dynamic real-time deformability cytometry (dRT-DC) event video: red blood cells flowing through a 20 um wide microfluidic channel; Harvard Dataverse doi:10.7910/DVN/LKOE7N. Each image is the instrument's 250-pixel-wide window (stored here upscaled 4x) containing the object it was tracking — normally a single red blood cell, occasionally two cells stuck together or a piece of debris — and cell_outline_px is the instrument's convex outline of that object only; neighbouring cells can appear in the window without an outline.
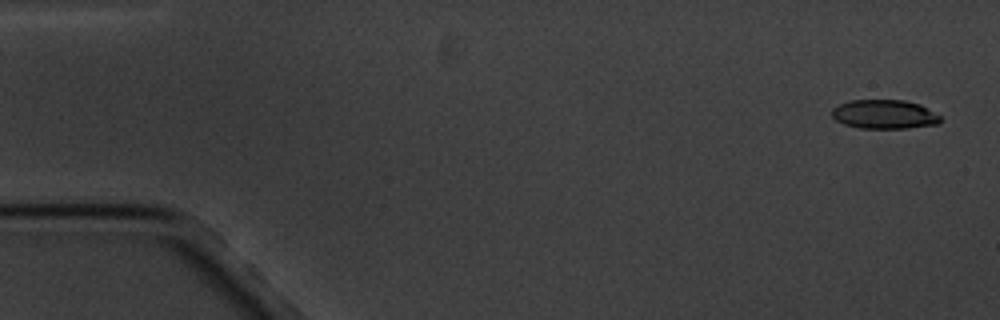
{"species": "common noctule bat (a hibernating species)", "species_latin": "Nyctalus noctula", "temperature_condition": "cold", "stored_images_in_passage": 5, "camera_frame_rate_fps": 3000, "um_per_image_px": 0.085, "animal": {"sex": "male", "body_mass_g": 20.1, "forearm_length_mm": 53.5}, "frame": {"image": 1, "passage_image": 1, "time_ms": 0.0, "image_size_px": [1000, 320], "cell_outline_px": [[940, 124], [908, 128], [860, 128], [844, 124], [836, 120], [832, 116], [832, 108], [848, 100], [904, 100], [920, 104], [940, 116]], "centroid_in_image_um": [75.17, 9.71], "position_along_channel_um": 9.8, "area_um2": 18.38}}
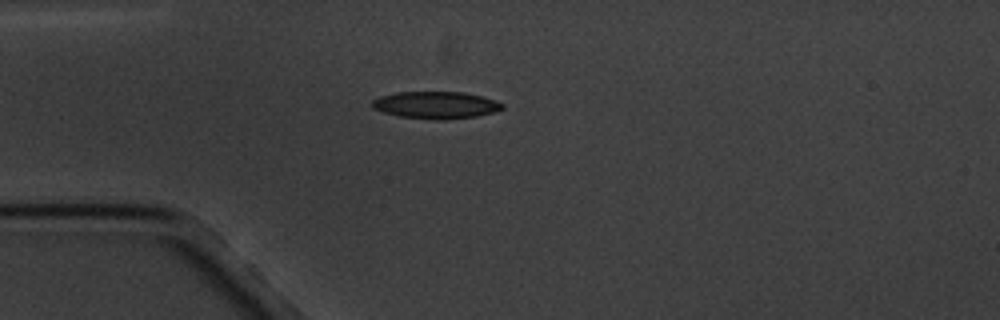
{"frame": {"image": 2, "passage_image": 5, "time_ms": 4.333, "image_size_px": [1000, 320], "cell_outline_px": [[504, 108], [492, 112], [476, 116], [444, 120], [436, 120], [400, 116], [384, 112], [372, 108], [372, 100], [380, 96], [396, 92], [464, 92], [496, 100], [504, 104]], "centroid_in_image_um": [37.04, 8.92], "position_along_channel_um": 48.0, "area_um2": 20.52}}